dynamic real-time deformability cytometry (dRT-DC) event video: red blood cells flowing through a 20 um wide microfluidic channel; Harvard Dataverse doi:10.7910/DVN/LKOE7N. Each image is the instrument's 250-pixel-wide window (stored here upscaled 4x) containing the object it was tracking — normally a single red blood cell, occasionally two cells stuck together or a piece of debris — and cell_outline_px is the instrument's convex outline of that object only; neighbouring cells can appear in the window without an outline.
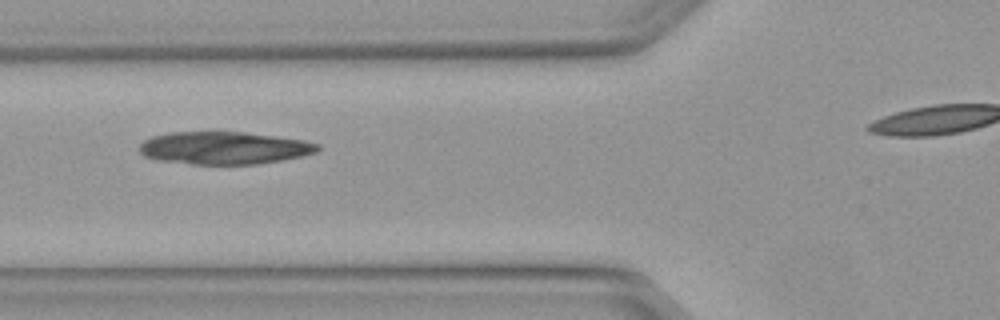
{"species": "Egyptian fruit bat (a non-hibernating species)", "species_latin": "Rousettus aegyptiacus", "temperature_condition": "warm", "stored_images_in_passage": 5, "camera_frame_rate_fps": 3000, "um_per_image_px": 0.085, "animal": {"sex": "female"}, "frame": {"image": 1, "passage_image": 4, "time_ms": 1.0, "image_size_px": [1000, 320], "cell_outline_px": [[320, 148], [316, 152], [300, 156], [280, 160], [256, 164], [192, 164], [156, 160], [144, 156], [140, 152], [140, 144], [144, 140], [152, 136], [168, 132], [244, 132], [276, 136], [304, 140], [320, 144]], "centroid_in_image_um": [19.02, 12.57], "position_along_channel_um": 106.8, "area_um2": 33.81}}